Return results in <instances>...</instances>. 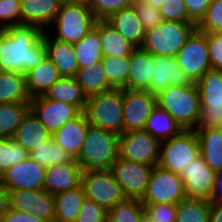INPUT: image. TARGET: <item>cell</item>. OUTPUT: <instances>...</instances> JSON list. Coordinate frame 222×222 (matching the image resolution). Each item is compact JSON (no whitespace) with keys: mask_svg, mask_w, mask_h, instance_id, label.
<instances>
[{"mask_svg":"<svg viewBox=\"0 0 222 222\" xmlns=\"http://www.w3.org/2000/svg\"><path fill=\"white\" fill-rule=\"evenodd\" d=\"M157 104L165 109L184 130H194L200 117L201 102L196 83L170 86L156 94Z\"/></svg>","mask_w":222,"mask_h":222,"instance_id":"3","label":"cell"},{"mask_svg":"<svg viewBox=\"0 0 222 222\" xmlns=\"http://www.w3.org/2000/svg\"><path fill=\"white\" fill-rule=\"evenodd\" d=\"M105 21L136 48L142 47L146 31L133 5L112 13Z\"/></svg>","mask_w":222,"mask_h":222,"instance_id":"25","label":"cell"},{"mask_svg":"<svg viewBox=\"0 0 222 222\" xmlns=\"http://www.w3.org/2000/svg\"><path fill=\"white\" fill-rule=\"evenodd\" d=\"M64 0H21V24L47 31L55 20Z\"/></svg>","mask_w":222,"mask_h":222,"instance_id":"20","label":"cell"},{"mask_svg":"<svg viewBox=\"0 0 222 222\" xmlns=\"http://www.w3.org/2000/svg\"><path fill=\"white\" fill-rule=\"evenodd\" d=\"M175 57L178 66L192 82L196 83L208 70L212 69L206 33L196 29Z\"/></svg>","mask_w":222,"mask_h":222,"instance_id":"11","label":"cell"},{"mask_svg":"<svg viewBox=\"0 0 222 222\" xmlns=\"http://www.w3.org/2000/svg\"><path fill=\"white\" fill-rule=\"evenodd\" d=\"M196 23L164 20L146 31L142 49L154 56L175 57L186 40L197 29Z\"/></svg>","mask_w":222,"mask_h":222,"instance_id":"6","label":"cell"},{"mask_svg":"<svg viewBox=\"0 0 222 222\" xmlns=\"http://www.w3.org/2000/svg\"><path fill=\"white\" fill-rule=\"evenodd\" d=\"M164 20L195 23L189 16L184 0H166L159 9Z\"/></svg>","mask_w":222,"mask_h":222,"instance_id":"44","label":"cell"},{"mask_svg":"<svg viewBox=\"0 0 222 222\" xmlns=\"http://www.w3.org/2000/svg\"><path fill=\"white\" fill-rule=\"evenodd\" d=\"M186 197L182 177L156 165L152 168L142 203L178 204Z\"/></svg>","mask_w":222,"mask_h":222,"instance_id":"9","label":"cell"},{"mask_svg":"<svg viewBox=\"0 0 222 222\" xmlns=\"http://www.w3.org/2000/svg\"><path fill=\"white\" fill-rule=\"evenodd\" d=\"M200 156L215 172L222 168V129H194Z\"/></svg>","mask_w":222,"mask_h":222,"instance_id":"30","label":"cell"},{"mask_svg":"<svg viewBox=\"0 0 222 222\" xmlns=\"http://www.w3.org/2000/svg\"><path fill=\"white\" fill-rule=\"evenodd\" d=\"M30 104L33 113L51 134L82 112L77 106L47 99L43 95L33 97Z\"/></svg>","mask_w":222,"mask_h":222,"instance_id":"16","label":"cell"},{"mask_svg":"<svg viewBox=\"0 0 222 222\" xmlns=\"http://www.w3.org/2000/svg\"><path fill=\"white\" fill-rule=\"evenodd\" d=\"M212 0H184L188 16L198 24L205 16Z\"/></svg>","mask_w":222,"mask_h":222,"instance_id":"50","label":"cell"},{"mask_svg":"<svg viewBox=\"0 0 222 222\" xmlns=\"http://www.w3.org/2000/svg\"><path fill=\"white\" fill-rule=\"evenodd\" d=\"M9 208L8 190L0 182V219Z\"/></svg>","mask_w":222,"mask_h":222,"instance_id":"54","label":"cell"},{"mask_svg":"<svg viewBox=\"0 0 222 222\" xmlns=\"http://www.w3.org/2000/svg\"><path fill=\"white\" fill-rule=\"evenodd\" d=\"M43 96L47 99L77 106L82 112H84L87 102V96L75 77L61 78Z\"/></svg>","mask_w":222,"mask_h":222,"instance_id":"31","label":"cell"},{"mask_svg":"<svg viewBox=\"0 0 222 222\" xmlns=\"http://www.w3.org/2000/svg\"><path fill=\"white\" fill-rule=\"evenodd\" d=\"M216 172L199 155L179 174L184 182L186 197L210 201Z\"/></svg>","mask_w":222,"mask_h":222,"instance_id":"18","label":"cell"},{"mask_svg":"<svg viewBox=\"0 0 222 222\" xmlns=\"http://www.w3.org/2000/svg\"><path fill=\"white\" fill-rule=\"evenodd\" d=\"M146 215L158 222H175L177 204L169 203H143Z\"/></svg>","mask_w":222,"mask_h":222,"instance_id":"46","label":"cell"},{"mask_svg":"<svg viewBox=\"0 0 222 222\" xmlns=\"http://www.w3.org/2000/svg\"><path fill=\"white\" fill-rule=\"evenodd\" d=\"M135 0H90L88 6L98 20H105L112 13L132 6Z\"/></svg>","mask_w":222,"mask_h":222,"instance_id":"43","label":"cell"},{"mask_svg":"<svg viewBox=\"0 0 222 222\" xmlns=\"http://www.w3.org/2000/svg\"><path fill=\"white\" fill-rule=\"evenodd\" d=\"M43 31V41L47 48V57L57 68L62 78L75 77L79 69L73 44L57 40Z\"/></svg>","mask_w":222,"mask_h":222,"instance_id":"23","label":"cell"},{"mask_svg":"<svg viewBox=\"0 0 222 222\" xmlns=\"http://www.w3.org/2000/svg\"><path fill=\"white\" fill-rule=\"evenodd\" d=\"M140 1L148 3L156 9H160L163 6V4L166 2V0H140Z\"/></svg>","mask_w":222,"mask_h":222,"instance_id":"55","label":"cell"},{"mask_svg":"<svg viewBox=\"0 0 222 222\" xmlns=\"http://www.w3.org/2000/svg\"><path fill=\"white\" fill-rule=\"evenodd\" d=\"M90 124L84 112L76 118L69 120L52 137L73 159H76L81 151L86 133Z\"/></svg>","mask_w":222,"mask_h":222,"instance_id":"24","label":"cell"},{"mask_svg":"<svg viewBox=\"0 0 222 222\" xmlns=\"http://www.w3.org/2000/svg\"><path fill=\"white\" fill-rule=\"evenodd\" d=\"M75 79L87 97L113 89L108 83L101 62L99 64L79 68Z\"/></svg>","mask_w":222,"mask_h":222,"instance_id":"35","label":"cell"},{"mask_svg":"<svg viewBox=\"0 0 222 222\" xmlns=\"http://www.w3.org/2000/svg\"><path fill=\"white\" fill-rule=\"evenodd\" d=\"M144 130L162 142L177 136L184 129L165 109L156 104L146 120Z\"/></svg>","mask_w":222,"mask_h":222,"instance_id":"29","label":"cell"},{"mask_svg":"<svg viewBox=\"0 0 222 222\" xmlns=\"http://www.w3.org/2000/svg\"><path fill=\"white\" fill-rule=\"evenodd\" d=\"M133 6L135 7L139 20L141 21L145 31L151 30L156 25H159L164 21L160 10L154 8L148 3L135 0Z\"/></svg>","mask_w":222,"mask_h":222,"instance_id":"45","label":"cell"},{"mask_svg":"<svg viewBox=\"0 0 222 222\" xmlns=\"http://www.w3.org/2000/svg\"><path fill=\"white\" fill-rule=\"evenodd\" d=\"M120 135L89 126L81 151L76 158L83 171L110 170L119 157Z\"/></svg>","mask_w":222,"mask_h":222,"instance_id":"2","label":"cell"},{"mask_svg":"<svg viewBox=\"0 0 222 222\" xmlns=\"http://www.w3.org/2000/svg\"><path fill=\"white\" fill-rule=\"evenodd\" d=\"M83 170L76 161L71 159L64 164H57L45 169L43 189L51 194H58L81 186Z\"/></svg>","mask_w":222,"mask_h":222,"instance_id":"19","label":"cell"},{"mask_svg":"<svg viewBox=\"0 0 222 222\" xmlns=\"http://www.w3.org/2000/svg\"><path fill=\"white\" fill-rule=\"evenodd\" d=\"M45 169L28 157L8 168L1 175L0 182L7 190H43Z\"/></svg>","mask_w":222,"mask_h":222,"instance_id":"17","label":"cell"},{"mask_svg":"<svg viewBox=\"0 0 222 222\" xmlns=\"http://www.w3.org/2000/svg\"><path fill=\"white\" fill-rule=\"evenodd\" d=\"M153 166L118 157L110 171L119 183L125 198L141 200L146 192Z\"/></svg>","mask_w":222,"mask_h":222,"instance_id":"13","label":"cell"},{"mask_svg":"<svg viewBox=\"0 0 222 222\" xmlns=\"http://www.w3.org/2000/svg\"><path fill=\"white\" fill-rule=\"evenodd\" d=\"M21 0H0V24L14 26L21 24Z\"/></svg>","mask_w":222,"mask_h":222,"instance_id":"48","label":"cell"},{"mask_svg":"<svg viewBox=\"0 0 222 222\" xmlns=\"http://www.w3.org/2000/svg\"><path fill=\"white\" fill-rule=\"evenodd\" d=\"M211 202L185 197L177 204L175 222H209Z\"/></svg>","mask_w":222,"mask_h":222,"instance_id":"37","label":"cell"},{"mask_svg":"<svg viewBox=\"0 0 222 222\" xmlns=\"http://www.w3.org/2000/svg\"><path fill=\"white\" fill-rule=\"evenodd\" d=\"M192 82L178 66L176 57L155 56L154 77L151 79V92L158 94L170 86H186Z\"/></svg>","mask_w":222,"mask_h":222,"instance_id":"21","label":"cell"},{"mask_svg":"<svg viewBox=\"0 0 222 222\" xmlns=\"http://www.w3.org/2000/svg\"><path fill=\"white\" fill-rule=\"evenodd\" d=\"M160 144L145 130L123 133L119 139V157L154 167L160 159Z\"/></svg>","mask_w":222,"mask_h":222,"instance_id":"12","label":"cell"},{"mask_svg":"<svg viewBox=\"0 0 222 222\" xmlns=\"http://www.w3.org/2000/svg\"><path fill=\"white\" fill-rule=\"evenodd\" d=\"M29 157L45 168L57 164H64L72 159V157L55 142L53 137L32 150L29 153Z\"/></svg>","mask_w":222,"mask_h":222,"instance_id":"38","label":"cell"},{"mask_svg":"<svg viewBox=\"0 0 222 222\" xmlns=\"http://www.w3.org/2000/svg\"><path fill=\"white\" fill-rule=\"evenodd\" d=\"M196 85L201 111L195 129H222V71L208 70Z\"/></svg>","mask_w":222,"mask_h":222,"instance_id":"7","label":"cell"},{"mask_svg":"<svg viewBox=\"0 0 222 222\" xmlns=\"http://www.w3.org/2000/svg\"><path fill=\"white\" fill-rule=\"evenodd\" d=\"M9 208L32 213L37 218L54 222V194L43 190H8Z\"/></svg>","mask_w":222,"mask_h":222,"instance_id":"15","label":"cell"},{"mask_svg":"<svg viewBox=\"0 0 222 222\" xmlns=\"http://www.w3.org/2000/svg\"><path fill=\"white\" fill-rule=\"evenodd\" d=\"M145 215L140 200L125 198L107 211V222H142Z\"/></svg>","mask_w":222,"mask_h":222,"instance_id":"40","label":"cell"},{"mask_svg":"<svg viewBox=\"0 0 222 222\" xmlns=\"http://www.w3.org/2000/svg\"><path fill=\"white\" fill-rule=\"evenodd\" d=\"M97 20L88 4L64 0L49 29L55 26L53 38L75 44L95 27Z\"/></svg>","mask_w":222,"mask_h":222,"instance_id":"4","label":"cell"},{"mask_svg":"<svg viewBox=\"0 0 222 222\" xmlns=\"http://www.w3.org/2000/svg\"><path fill=\"white\" fill-rule=\"evenodd\" d=\"M130 56H103L101 64L113 89H127Z\"/></svg>","mask_w":222,"mask_h":222,"instance_id":"39","label":"cell"},{"mask_svg":"<svg viewBox=\"0 0 222 222\" xmlns=\"http://www.w3.org/2000/svg\"><path fill=\"white\" fill-rule=\"evenodd\" d=\"M51 137L52 134L41 123L33 111L30 110L15 131L12 139L30 153Z\"/></svg>","mask_w":222,"mask_h":222,"instance_id":"26","label":"cell"},{"mask_svg":"<svg viewBox=\"0 0 222 222\" xmlns=\"http://www.w3.org/2000/svg\"><path fill=\"white\" fill-rule=\"evenodd\" d=\"M66 1H69V2L86 3V4H89V2H90V0H66Z\"/></svg>","mask_w":222,"mask_h":222,"instance_id":"58","label":"cell"},{"mask_svg":"<svg viewBox=\"0 0 222 222\" xmlns=\"http://www.w3.org/2000/svg\"><path fill=\"white\" fill-rule=\"evenodd\" d=\"M26 75L0 70V104L30 103Z\"/></svg>","mask_w":222,"mask_h":222,"instance_id":"27","label":"cell"},{"mask_svg":"<svg viewBox=\"0 0 222 222\" xmlns=\"http://www.w3.org/2000/svg\"><path fill=\"white\" fill-rule=\"evenodd\" d=\"M75 222H107V210L85 198Z\"/></svg>","mask_w":222,"mask_h":222,"instance_id":"47","label":"cell"},{"mask_svg":"<svg viewBox=\"0 0 222 222\" xmlns=\"http://www.w3.org/2000/svg\"><path fill=\"white\" fill-rule=\"evenodd\" d=\"M28 157L29 152L12 138H0V177L12 165Z\"/></svg>","mask_w":222,"mask_h":222,"instance_id":"41","label":"cell"},{"mask_svg":"<svg viewBox=\"0 0 222 222\" xmlns=\"http://www.w3.org/2000/svg\"><path fill=\"white\" fill-rule=\"evenodd\" d=\"M47 57L43 31L33 25L7 27L0 43V70L26 74Z\"/></svg>","mask_w":222,"mask_h":222,"instance_id":"1","label":"cell"},{"mask_svg":"<svg viewBox=\"0 0 222 222\" xmlns=\"http://www.w3.org/2000/svg\"><path fill=\"white\" fill-rule=\"evenodd\" d=\"M156 104V95L150 91L123 89V133L144 130Z\"/></svg>","mask_w":222,"mask_h":222,"instance_id":"14","label":"cell"},{"mask_svg":"<svg viewBox=\"0 0 222 222\" xmlns=\"http://www.w3.org/2000/svg\"><path fill=\"white\" fill-rule=\"evenodd\" d=\"M84 114L91 126L123 134V89L87 97Z\"/></svg>","mask_w":222,"mask_h":222,"instance_id":"5","label":"cell"},{"mask_svg":"<svg viewBox=\"0 0 222 222\" xmlns=\"http://www.w3.org/2000/svg\"><path fill=\"white\" fill-rule=\"evenodd\" d=\"M211 203H222V168L216 171Z\"/></svg>","mask_w":222,"mask_h":222,"instance_id":"52","label":"cell"},{"mask_svg":"<svg viewBox=\"0 0 222 222\" xmlns=\"http://www.w3.org/2000/svg\"><path fill=\"white\" fill-rule=\"evenodd\" d=\"M81 186L86 199L92 200L107 211L125 199L119 183L110 170L83 171Z\"/></svg>","mask_w":222,"mask_h":222,"instance_id":"10","label":"cell"},{"mask_svg":"<svg viewBox=\"0 0 222 222\" xmlns=\"http://www.w3.org/2000/svg\"><path fill=\"white\" fill-rule=\"evenodd\" d=\"M211 67L222 71V31L206 33Z\"/></svg>","mask_w":222,"mask_h":222,"instance_id":"49","label":"cell"},{"mask_svg":"<svg viewBox=\"0 0 222 222\" xmlns=\"http://www.w3.org/2000/svg\"><path fill=\"white\" fill-rule=\"evenodd\" d=\"M199 155L197 133L195 130H183L177 136L161 142L158 165L180 174Z\"/></svg>","mask_w":222,"mask_h":222,"instance_id":"8","label":"cell"},{"mask_svg":"<svg viewBox=\"0 0 222 222\" xmlns=\"http://www.w3.org/2000/svg\"><path fill=\"white\" fill-rule=\"evenodd\" d=\"M27 88L30 96L36 97L46 93L62 77L48 57L26 74Z\"/></svg>","mask_w":222,"mask_h":222,"instance_id":"28","label":"cell"},{"mask_svg":"<svg viewBox=\"0 0 222 222\" xmlns=\"http://www.w3.org/2000/svg\"><path fill=\"white\" fill-rule=\"evenodd\" d=\"M209 222H222V203H211Z\"/></svg>","mask_w":222,"mask_h":222,"instance_id":"53","label":"cell"},{"mask_svg":"<svg viewBox=\"0 0 222 222\" xmlns=\"http://www.w3.org/2000/svg\"><path fill=\"white\" fill-rule=\"evenodd\" d=\"M142 222H158V221L153 220L150 217H148L147 215H145Z\"/></svg>","mask_w":222,"mask_h":222,"instance_id":"57","label":"cell"},{"mask_svg":"<svg viewBox=\"0 0 222 222\" xmlns=\"http://www.w3.org/2000/svg\"><path fill=\"white\" fill-rule=\"evenodd\" d=\"M154 66L155 56L142 48H136L129 57L127 89L151 92Z\"/></svg>","mask_w":222,"mask_h":222,"instance_id":"22","label":"cell"},{"mask_svg":"<svg viewBox=\"0 0 222 222\" xmlns=\"http://www.w3.org/2000/svg\"><path fill=\"white\" fill-rule=\"evenodd\" d=\"M7 34V26L0 24V43Z\"/></svg>","mask_w":222,"mask_h":222,"instance_id":"56","label":"cell"},{"mask_svg":"<svg viewBox=\"0 0 222 222\" xmlns=\"http://www.w3.org/2000/svg\"><path fill=\"white\" fill-rule=\"evenodd\" d=\"M85 198L82 186L54 195V222H75Z\"/></svg>","mask_w":222,"mask_h":222,"instance_id":"32","label":"cell"},{"mask_svg":"<svg viewBox=\"0 0 222 222\" xmlns=\"http://www.w3.org/2000/svg\"><path fill=\"white\" fill-rule=\"evenodd\" d=\"M30 110V103L0 104V138H12Z\"/></svg>","mask_w":222,"mask_h":222,"instance_id":"36","label":"cell"},{"mask_svg":"<svg viewBox=\"0 0 222 222\" xmlns=\"http://www.w3.org/2000/svg\"><path fill=\"white\" fill-rule=\"evenodd\" d=\"M200 32L222 31V0H212L205 16L196 25Z\"/></svg>","mask_w":222,"mask_h":222,"instance_id":"42","label":"cell"},{"mask_svg":"<svg viewBox=\"0 0 222 222\" xmlns=\"http://www.w3.org/2000/svg\"><path fill=\"white\" fill-rule=\"evenodd\" d=\"M0 222H47V221L37 218L32 213H26L12 208H8V210L3 214L2 218L0 219Z\"/></svg>","mask_w":222,"mask_h":222,"instance_id":"51","label":"cell"},{"mask_svg":"<svg viewBox=\"0 0 222 222\" xmlns=\"http://www.w3.org/2000/svg\"><path fill=\"white\" fill-rule=\"evenodd\" d=\"M79 68L99 64L103 58L101 40L99 35V20L79 42L73 44Z\"/></svg>","mask_w":222,"mask_h":222,"instance_id":"33","label":"cell"},{"mask_svg":"<svg viewBox=\"0 0 222 222\" xmlns=\"http://www.w3.org/2000/svg\"><path fill=\"white\" fill-rule=\"evenodd\" d=\"M99 35L103 56H130L136 49L134 45L105 20H99Z\"/></svg>","mask_w":222,"mask_h":222,"instance_id":"34","label":"cell"}]
</instances>
